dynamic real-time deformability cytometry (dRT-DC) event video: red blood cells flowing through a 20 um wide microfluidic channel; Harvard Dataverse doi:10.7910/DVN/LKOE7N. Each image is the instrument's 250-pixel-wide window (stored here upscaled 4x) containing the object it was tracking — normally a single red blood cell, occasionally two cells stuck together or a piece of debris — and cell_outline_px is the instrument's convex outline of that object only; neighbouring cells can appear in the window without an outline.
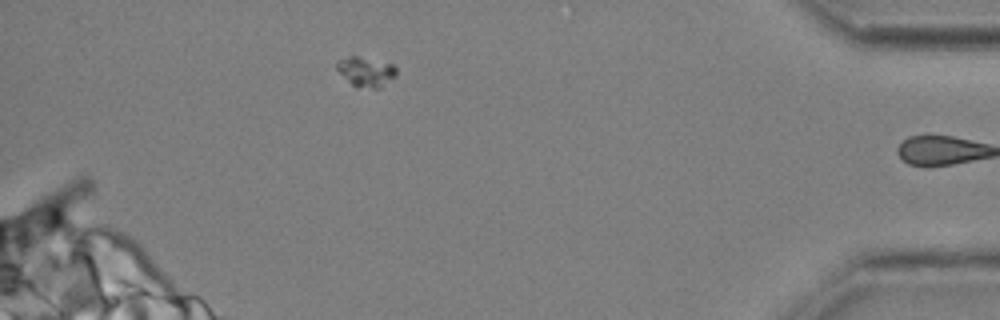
{"species": "common noctule bat (a hibernating species)", "species_latin": "Nyctalus noctula", "temperature_condition": "cold", "stored_images_in_passage": 39, "camera_frame_rate_fps": 3000, "um_per_image_px": 0.085, "animal": {"sex": "male", "body_mass_g": 20.4}, "frame": {"image": 1, "passage_image": 38, "time_ms": 12.333, "image_size_px": [1000, 320], "cell_outline_px": [[396, 76], [380, 88], [356, 88], [336, 68], [336, 64], [340, 60], [348, 56], [356, 56], [392, 64], [396, 68]], "centroid_in_image_um": [31.12, 6.11], "position_along_channel_um": 404.1, "area_um2": 10.12}}